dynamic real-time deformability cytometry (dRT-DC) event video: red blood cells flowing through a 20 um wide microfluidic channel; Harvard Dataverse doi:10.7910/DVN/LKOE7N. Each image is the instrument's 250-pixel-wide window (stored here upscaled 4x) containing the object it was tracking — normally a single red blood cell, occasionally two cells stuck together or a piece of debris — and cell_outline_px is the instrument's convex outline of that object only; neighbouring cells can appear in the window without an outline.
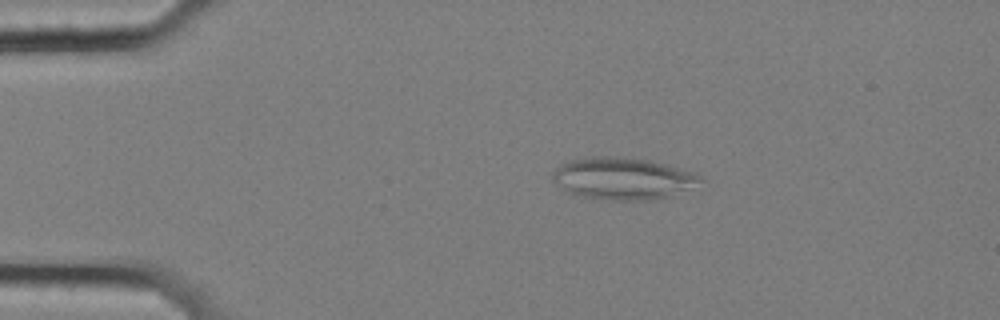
{"species": "common noctule bat (a hibernating species)", "species_latin": "Nyctalus noctula", "temperature_condition": "cold", "stored_images_in_passage": 57, "camera_frame_rate_fps": 3000, "um_per_image_px": 0.085, "animal": {"sex": "female", "body_mass_g": 25.1}, "frame": {"image": 1, "passage_image": 11, "time_ms": 3.333, "image_size_px": [1000, 320], "cell_outline_px": [[704, 180], [668, 196], [648, 200], [612, 200], [584, 196], [568, 192], [552, 180], [552, 172], [560, 164], [568, 160], [592, 156], [608, 156], [648, 160], [696, 172]], "centroid_in_image_um": [52.89, 15.15], "position_along_channel_um": 32.1, "area_um2": 35.6}}
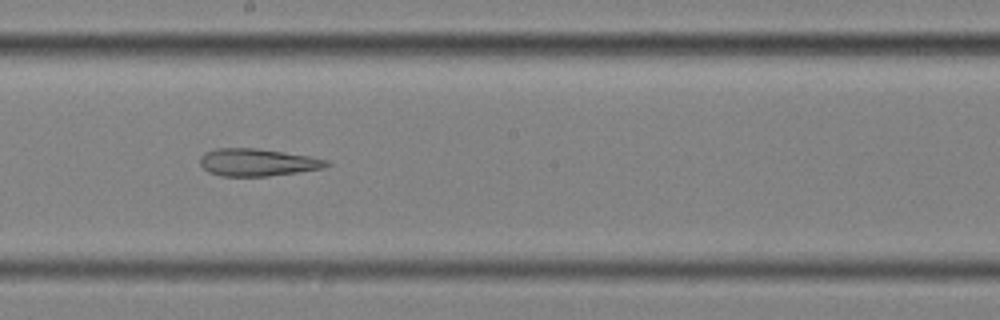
{"frame": {"image": 2, "passage_image": 32, "time_ms": 10.333, "image_size_px": [1000, 320], "cell_outline_px": [[332, 164], [324, 168], [268, 176], [220, 176], [208, 172], [200, 164], [200, 156], [204, 152], [216, 148], [256, 148], [312, 156], [328, 160]], "centroid_in_image_um": [21.89, 13.79], "position_along_channel_um": 226.3, "area_um2": 20.35}}
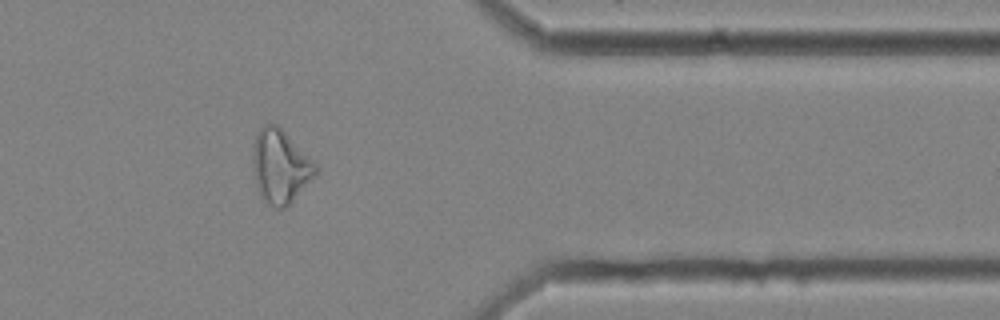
{"frame": {"image": 3, "passage_image": 47, "time_ms": 15.333, "image_size_px": [1000, 320], "cell_outline_px": [[316, 176], [284, 208], [276, 208], [264, 204], [260, 196], [256, 184], [252, 160], [252, 156], [256, 136], [260, 128], [264, 124], [276, 124], [316, 164]], "centroid_in_image_um": [23.8, 14.18], "position_along_channel_um": 387.6, "area_um2": 26.47}, "authors_computed_cell_mechanics": {"area_um2": 27.3972, "velocity_mm_per_s": 3.5027, "shape_relaxation_time_tau1_ms": null, "shape_relaxation_time_tau2_ms": 4.1241, "deformation_change_tau1": null, "deformation_change_tau2": 0.1516}}